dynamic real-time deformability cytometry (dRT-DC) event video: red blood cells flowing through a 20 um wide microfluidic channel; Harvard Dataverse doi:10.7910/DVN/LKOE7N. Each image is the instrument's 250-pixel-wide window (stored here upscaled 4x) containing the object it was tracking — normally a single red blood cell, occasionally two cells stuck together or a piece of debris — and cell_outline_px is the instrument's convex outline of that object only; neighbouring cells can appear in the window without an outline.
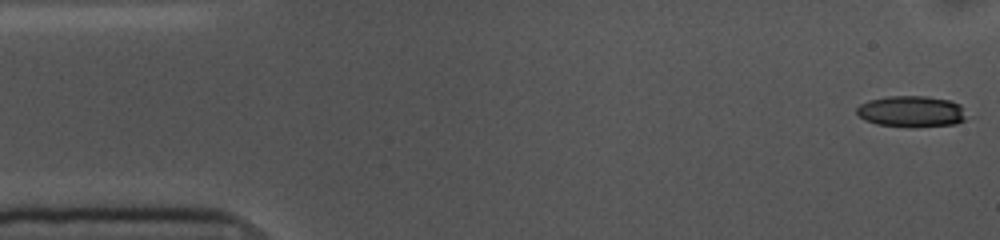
{"species": "common noctule bat (a hibernating species)", "species_latin": "Nyctalus noctula", "temperature_condition": "cold", "stored_images_in_passage": 54, "camera_frame_rate_fps": 3000, "um_per_image_px": 0.085, "animal": {"sex": "female", "body_mass_g": 10.0, "forearm_length_mm": 53.1}, "frame": {"image": 1, "passage_image": 1, "time_ms": 0.0, "image_size_px": [1000, 240], "cell_outline_px": [[964, 120], [956, 124], [876, 124], [864, 120], [856, 112], [856, 108], [860, 104], [868, 100], [888, 96], [924, 96], [948, 100], [960, 104], [964, 116]], "centroid_in_image_um": [77.4, 9.42], "position_along_channel_um": 7.6, "area_um2": 18.9}}
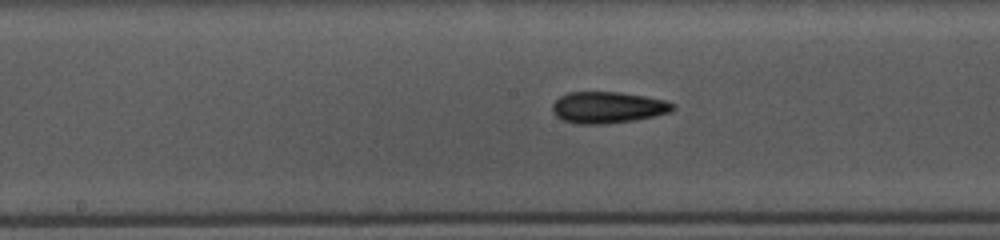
{"frame": {"image": 2, "passage_image": 26, "time_ms": 8.333, "image_size_px": [1000, 240], "cell_outline_px": [[676, 108], [672, 112], [632, 120], [604, 124], [576, 124], [564, 120], [556, 116], [552, 112], [552, 104], [560, 96], [568, 92], [620, 92], [644, 96], [664, 100], [676, 104]], "centroid_in_image_um": [51.66, 9.13], "position_along_channel_um": 196.5, "area_um2": 22.08}}
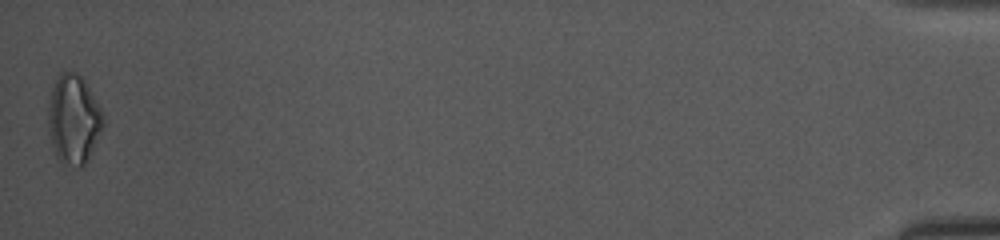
{"frame": {"image": 3, "passage_image": 54, "time_ms": 17.667, "image_size_px": [1000, 240], "cell_outline_px": [[104, 124], [88, 160], [80, 168], [76, 168], [60, 160], [56, 156], [52, 144], [48, 128], [48, 108], [52, 88], [60, 72], [76, 72], [84, 80], [100, 108], [104, 116]], "centroid_in_image_um": [6.25, 10.16], "position_along_channel_um": 428.9, "area_um2": 28.26}, "authors_computed_cell_mechanics": {"area_um2": 21.1259, "velocity_mm_per_s": 3.5837, "shape_relaxation_time_tau1_ms": null, "shape_relaxation_time_tau2_ms": 4.7547, "deformation_change_tau1": null, "deformation_change_tau2": 0.1307}}